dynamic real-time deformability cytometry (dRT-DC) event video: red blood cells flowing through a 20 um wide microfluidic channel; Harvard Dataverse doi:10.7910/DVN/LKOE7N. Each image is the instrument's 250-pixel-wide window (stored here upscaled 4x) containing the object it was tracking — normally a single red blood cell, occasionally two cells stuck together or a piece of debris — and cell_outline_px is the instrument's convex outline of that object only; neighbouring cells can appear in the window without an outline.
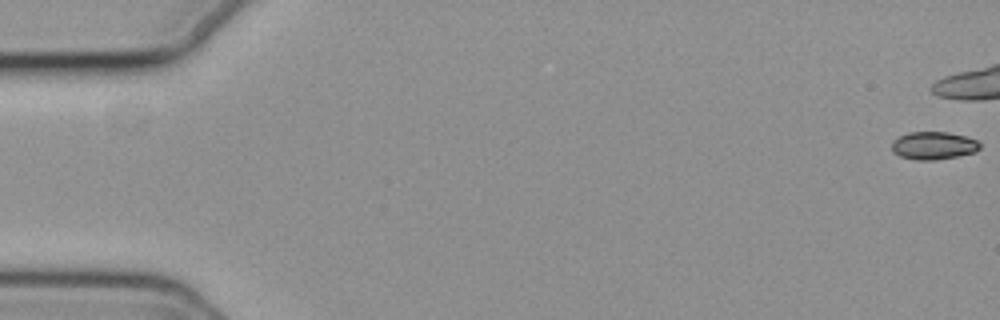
{"species": "common noctule bat (a hibernating species)", "species_latin": "Nyctalus noctula", "temperature_condition": "cold", "stored_images_in_passage": 45, "camera_frame_rate_fps": 3000, "um_per_image_px": 0.085, "animal": {"sex": "female", "body_mass_g": 19.3, "forearm_length_mm": 54.1}, "frame": {"image": 1, "passage_image": 1, "time_ms": 0.0, "image_size_px": [1000, 320], "cell_outline_px": [[980, 148], [976, 152], [960, 156], [936, 160], [916, 160], [900, 156], [892, 152], [892, 140], [908, 132], [948, 132], [964, 136], [976, 140], [980, 144]], "centroid_in_image_um": [79.34, 12.38], "position_along_channel_um": 5.7, "area_um2": 14.39}}
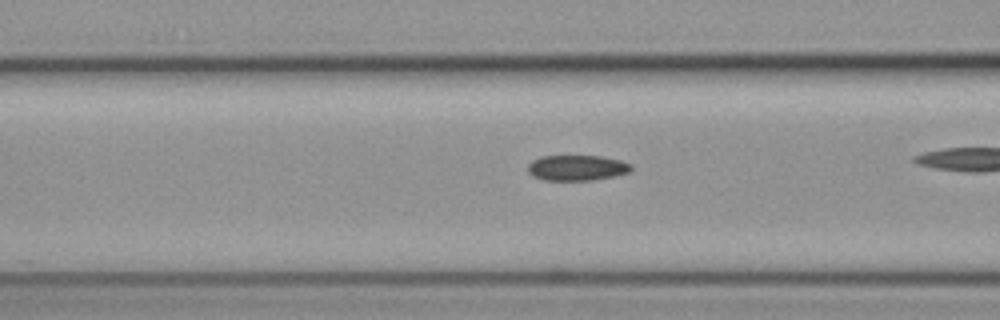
{"frame": {"image": 2, "passage_image": 23, "time_ms": 7.333, "image_size_px": [1000, 320], "cell_outline_px": [[632, 168], [628, 172], [612, 176], [592, 180], [544, 180], [532, 176], [528, 172], [528, 164], [532, 160], [540, 156], [600, 156], [620, 160], [632, 164]], "centroid_in_image_um": [49.0, 14.26], "position_along_channel_um": 117.6, "area_um2": 15.32}}
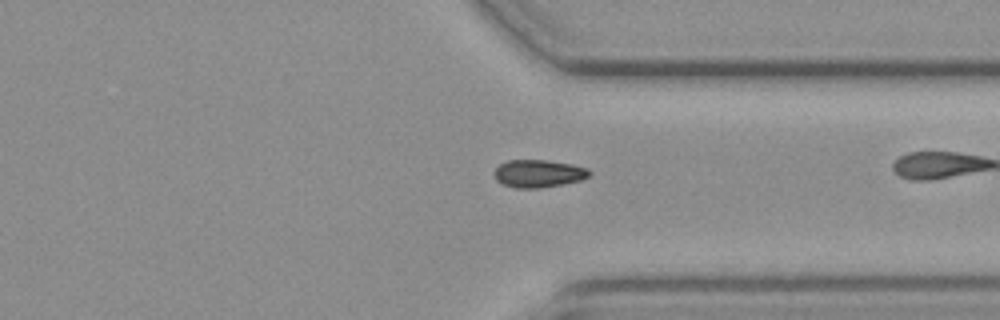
{"frame": {"image": 3, "passage_image": 43, "time_ms": 14.0, "image_size_px": [1000, 320], "cell_outline_px": [[592, 172], [588, 176], [580, 180], [564, 184], [540, 188], [516, 188], [504, 184], [496, 180], [496, 168], [500, 164], [508, 160], [548, 160], [572, 164], [588, 168]], "centroid_in_image_um": [45.81, 14.75], "position_along_channel_um": 365.6, "area_um2": 15.26}}